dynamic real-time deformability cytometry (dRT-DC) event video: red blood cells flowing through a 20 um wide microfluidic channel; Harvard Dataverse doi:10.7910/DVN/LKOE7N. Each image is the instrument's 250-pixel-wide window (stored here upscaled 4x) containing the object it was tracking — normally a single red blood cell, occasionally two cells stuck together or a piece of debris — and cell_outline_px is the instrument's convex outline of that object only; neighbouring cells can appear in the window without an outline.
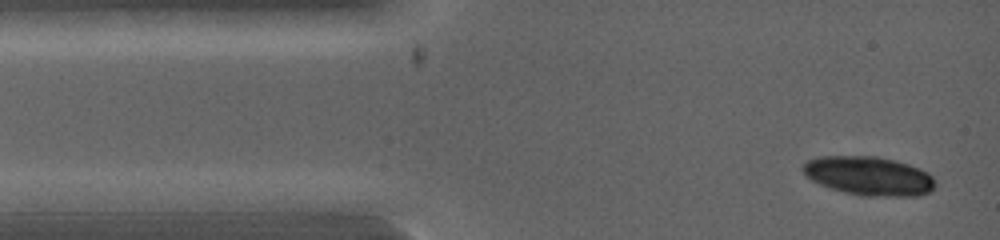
{"species": "common noctule bat (a hibernating species)", "species_latin": "Nyctalus noctula", "temperature_condition": "warm", "stored_images_in_passage": 3, "camera_frame_rate_fps": 5000, "um_per_image_px": 0.085, "animal": {"sex": "female", "body_mass_g": 19.0, "forearm_length_mm": 53.3}, "frame": {"image": 1, "passage_image": 1, "time_ms": 0.0, "image_size_px": [1000, 240], "cell_outline_px": [[936, 184], [928, 192], [920, 196], [860, 196], [844, 192], [820, 184], [812, 180], [800, 168], [808, 160], [820, 156], [876, 156], [896, 160], [920, 168], [928, 172], [932, 176]], "centroid_in_image_um": [73.88, 14.95], "position_along_channel_um": 11.1, "area_um2": 30.06}}